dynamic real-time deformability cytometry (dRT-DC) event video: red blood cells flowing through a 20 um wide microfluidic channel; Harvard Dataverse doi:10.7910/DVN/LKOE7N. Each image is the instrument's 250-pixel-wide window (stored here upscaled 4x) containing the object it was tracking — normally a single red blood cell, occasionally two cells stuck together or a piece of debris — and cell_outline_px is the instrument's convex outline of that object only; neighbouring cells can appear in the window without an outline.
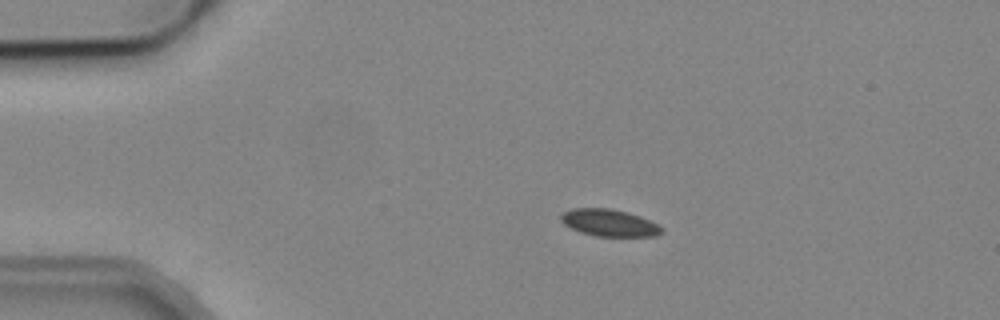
{"species": "common noctule bat (a hibernating species)", "species_latin": "Nyctalus noctula", "temperature_condition": "cold", "stored_images_in_passage": 3, "camera_frame_rate_fps": 3000, "um_per_image_px": 0.085, "animal": {"sex": "male", "body_mass_g": 19.2, "forearm_length_mm": 51.8}, "frame": {"image": 1, "passage_image": 1, "time_ms": 0.0, "image_size_px": [1000, 320], "cell_outline_px": [[664, 232], [656, 236], [596, 236], [580, 232], [564, 224], [560, 220], [560, 216], [564, 212], [572, 208], [612, 208], [628, 212], [640, 216], [664, 228]], "centroid_in_image_um": [51.79, 18.93], "position_along_channel_um": 33.2, "area_um2": 15.9}}
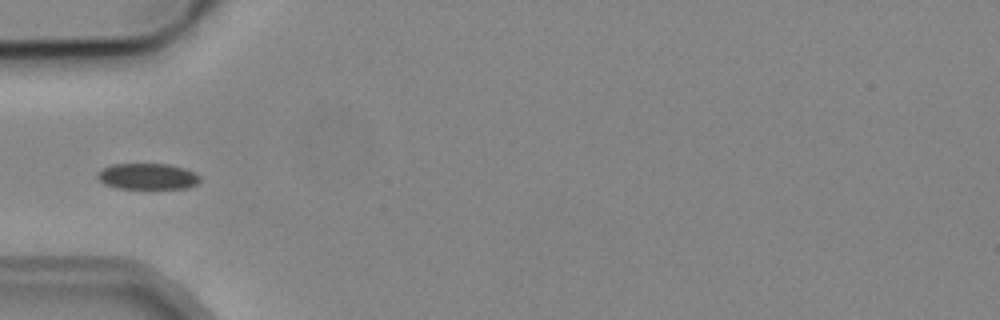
{"frame": {"image": 2, "passage_image": 3, "time_ms": 2.333, "image_size_px": [1000, 320], "cell_outline_px": [[200, 180], [196, 184], [188, 188], [116, 188], [104, 184], [96, 176], [104, 168], [112, 164], [168, 164], [184, 168], [200, 176]], "centroid_in_image_um": [12.55, 14.99], "position_along_channel_um": 72.5, "area_um2": 15.37}}